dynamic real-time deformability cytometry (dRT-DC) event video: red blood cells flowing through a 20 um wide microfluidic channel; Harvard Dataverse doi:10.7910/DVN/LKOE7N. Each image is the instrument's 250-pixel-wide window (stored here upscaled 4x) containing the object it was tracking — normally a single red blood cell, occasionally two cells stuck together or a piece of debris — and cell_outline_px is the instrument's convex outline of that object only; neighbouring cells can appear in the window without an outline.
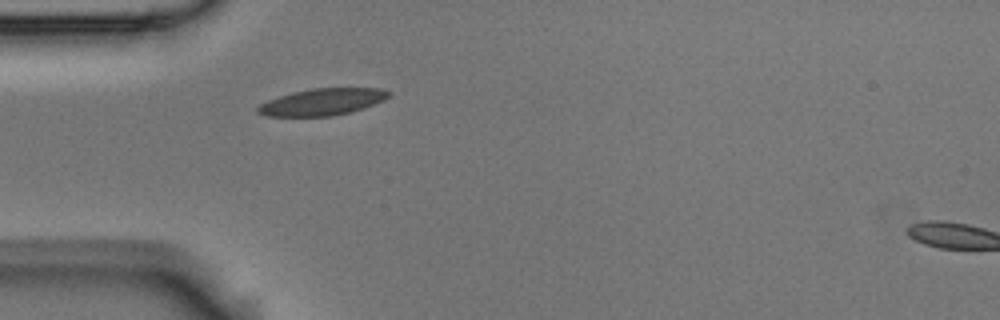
{"species": "Egyptian fruit bat (a non-hibernating species)", "species_latin": "Rousettus aegyptiacus", "temperature_condition": "room temperature", "stored_images_in_passage": 1, "camera_frame_rate_fps": 3000, "um_per_image_px": 0.085, "animal": {"sex": "male"}, "frame": {"image": 1, "passage_image": 1, "time_ms": 0.0, "image_size_px": [1000, 320], "cell_outline_px": [[392, 92], [384, 100], [352, 112], [332, 116], [264, 116], [256, 112], [256, 108], [260, 104], [268, 100], [292, 92], [312, 88], [380, 88]], "centroid_in_image_um": [27.38, 8.66], "position_along_channel_um": 57.6, "area_um2": 20.46}}